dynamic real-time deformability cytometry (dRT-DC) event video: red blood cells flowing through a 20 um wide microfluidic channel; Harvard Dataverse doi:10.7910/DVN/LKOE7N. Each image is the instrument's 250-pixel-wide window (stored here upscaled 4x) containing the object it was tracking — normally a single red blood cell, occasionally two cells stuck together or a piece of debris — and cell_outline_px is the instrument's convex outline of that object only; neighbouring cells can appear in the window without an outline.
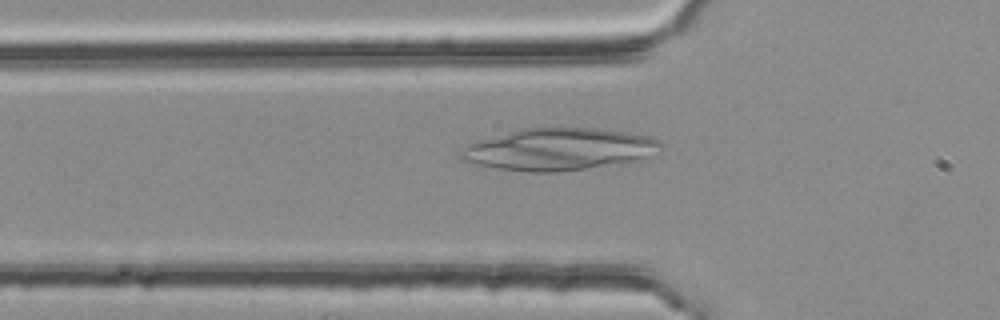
{"species": "common noctule bat (a hibernating species)", "species_latin": "Nyctalus noctula", "temperature_condition": "room temperature", "stored_images_in_passage": 39, "camera_frame_rate_fps": 3000, "um_per_image_px": 0.085, "animal": {"sex": "female", "body_mass_g": 25.1}, "frame": {"image": 1, "passage_image": 3, "time_ms": 0.667, "image_size_px": [1000, 320], "cell_outline_px": [[664, 144], [648, 156], [640, 160], [624, 164], [556, 172], [532, 172], [500, 168], [476, 164], [460, 160], [460, 152], [468, 144], [520, 128], [592, 128], [624, 132], [648, 136], [660, 140]], "centroid_in_image_um": [47.54, 12.69], "position_along_channel_um": 78.3, "area_um2": 48.78}}
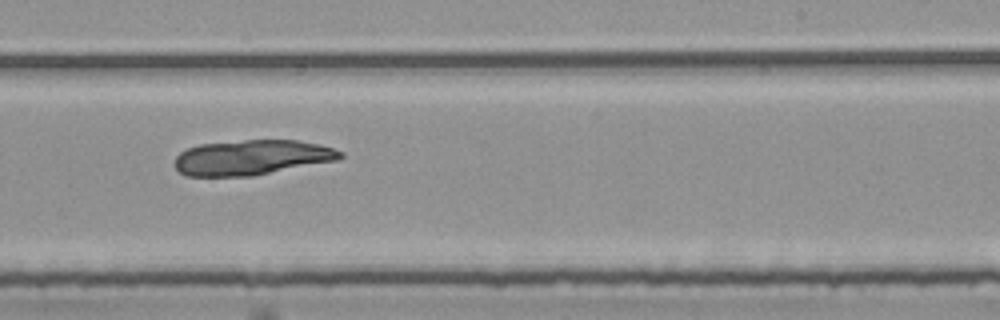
{"frame": {"image": 2, "passage_image": 18, "time_ms": 5.667, "image_size_px": [1000, 320], "cell_outline_px": [[344, 156], [340, 160], [252, 176], [184, 176], [172, 164], [176, 156], [180, 152], [188, 148], [200, 144], [244, 140], [296, 140], [320, 144], [344, 152]], "centroid_in_image_um": [21.41, 13.39], "position_along_channel_um": 267.6, "area_um2": 34.16}}
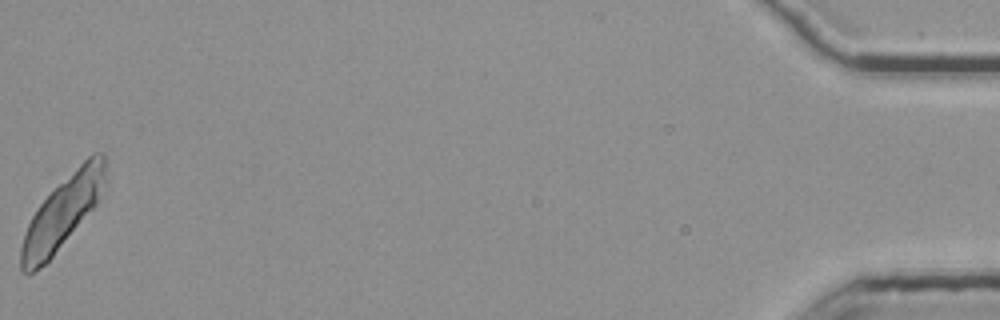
{"frame": {"image": 3, "passage_image": 39, "time_ms": 12.667, "image_size_px": [1000, 320], "cell_outline_px": [[104, 192], [100, 200], [52, 256], [40, 268], [32, 272], [20, 272], [20, 248], [24, 232], [32, 216], [40, 204], [92, 152], [104, 152]], "centroid_in_image_um": [5.3, 18.08], "position_along_channel_um": 429.9, "area_um2": 34.56}}